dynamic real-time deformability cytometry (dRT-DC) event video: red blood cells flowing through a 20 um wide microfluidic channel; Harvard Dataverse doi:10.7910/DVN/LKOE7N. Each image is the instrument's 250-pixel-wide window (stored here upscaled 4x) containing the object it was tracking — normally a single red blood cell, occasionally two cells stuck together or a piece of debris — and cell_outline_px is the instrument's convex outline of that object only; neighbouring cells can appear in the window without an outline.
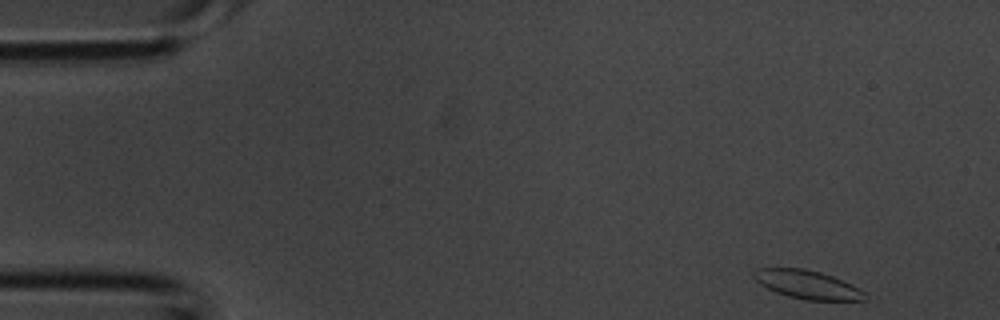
{"species": "common noctule bat (a hibernating species)", "species_latin": "Nyctalus noctula", "temperature_condition": "room temperature", "stored_images_in_passage": 37, "camera_frame_rate_fps": 3000, "um_per_image_px": 0.085, "animal": {"sex": "male", "body_mass_g": 20.1, "forearm_length_mm": 53.5}, "frame": {"image": 1, "passage_image": 1, "time_ms": 0.0, "image_size_px": [1000, 320], "cell_outline_px": [[868, 300], [808, 300], [788, 296], [776, 292], [760, 284], [752, 276], [752, 272], [756, 268], [804, 268], [820, 272], [832, 276], [864, 292]], "centroid_in_image_um": [68.57, 24.18], "position_along_channel_um": 16.4, "area_um2": 18.15}}
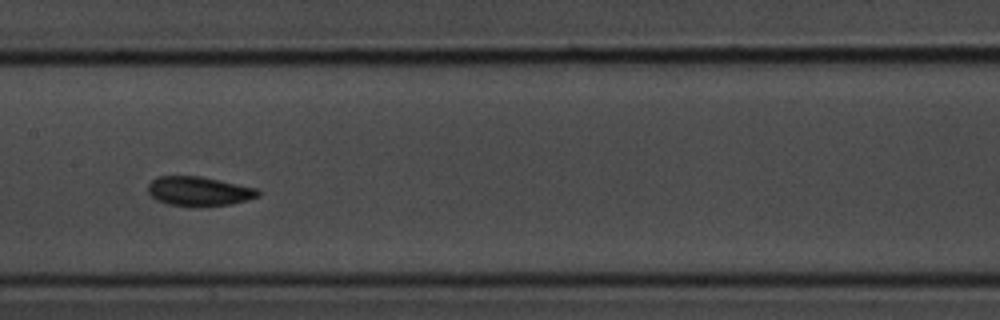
{"frame": {"image": 2, "passage_image": 17, "time_ms": 5.333, "image_size_px": [1000, 320], "cell_outline_px": [[260, 196], [248, 200], [232, 204], [192, 208], [188, 208], [168, 204], [156, 200], [148, 192], [148, 184], [156, 176], [200, 176], [260, 188]], "centroid_in_image_um": [16.94, 16.27], "position_along_channel_um": 190.5, "area_um2": 19.42}}
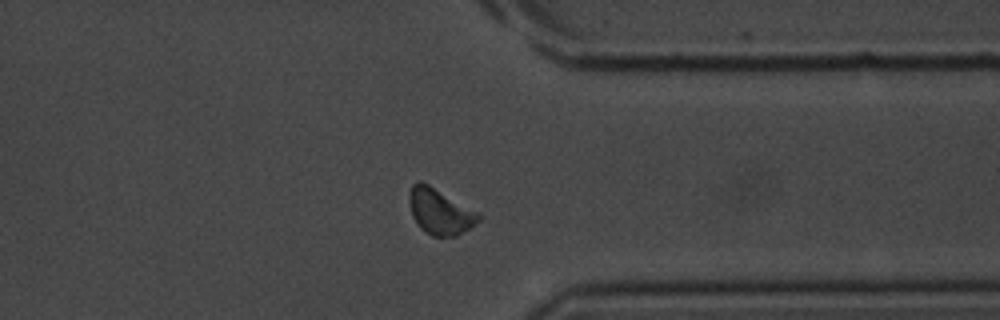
{"frame": {"image": 3, "passage_image": 28, "time_ms": 9.0, "image_size_px": [1000, 320], "cell_outline_px": [[484, 216], [480, 220], [456, 236], [432, 236], [420, 228], [412, 216], [408, 200], [408, 192], [412, 184], [420, 180], [428, 184], [480, 212]], "centroid_in_image_um": [37.39, 17.96], "position_along_channel_um": 374.0, "area_um2": 18.67}}